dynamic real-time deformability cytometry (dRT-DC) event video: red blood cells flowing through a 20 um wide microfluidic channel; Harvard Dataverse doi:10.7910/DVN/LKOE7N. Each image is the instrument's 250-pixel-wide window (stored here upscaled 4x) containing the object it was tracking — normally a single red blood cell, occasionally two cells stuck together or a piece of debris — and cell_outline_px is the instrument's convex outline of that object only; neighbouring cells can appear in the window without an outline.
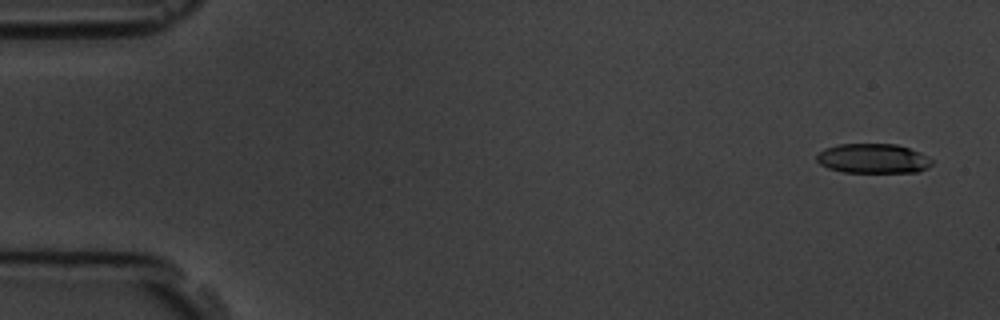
{"species": "common noctule bat (a hibernating species)", "species_latin": "Nyctalus noctula", "temperature_condition": "room temperature", "stored_images_in_passage": 4, "camera_frame_rate_fps": 3000, "um_per_image_px": 0.085, "animal": {"sex": "male", "body_mass_g": 19.5, "forearm_length_mm": 54.6}, "frame": {"image": 1, "passage_image": 1, "time_ms": 0.0, "image_size_px": [1000, 320], "cell_outline_px": [[932, 164], [928, 168], [916, 172], [844, 172], [828, 168], [820, 164], [816, 160], [816, 156], [824, 148], [836, 144], [896, 144], [920, 152], [928, 156], [932, 160]], "centroid_in_image_um": [74.2, 13.47], "position_along_channel_um": 10.8, "area_um2": 19.94}}
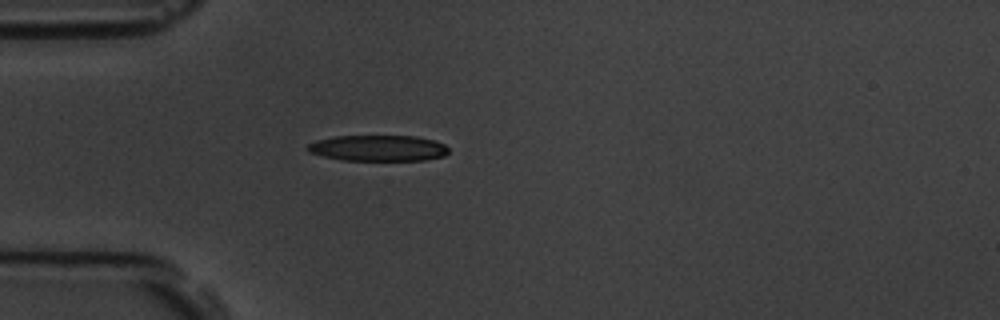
{"frame": {"image": 2, "passage_image": 4, "time_ms": 4.333, "image_size_px": [1000, 320], "cell_outline_px": [[448, 152], [444, 156], [424, 160], [340, 160], [308, 152], [304, 148], [308, 144], [316, 140], [336, 136], [416, 136], [436, 140], [444, 144], [448, 148]], "centroid_in_image_um": [32.13, 12.58], "position_along_channel_um": 52.9, "area_um2": 21.44}}